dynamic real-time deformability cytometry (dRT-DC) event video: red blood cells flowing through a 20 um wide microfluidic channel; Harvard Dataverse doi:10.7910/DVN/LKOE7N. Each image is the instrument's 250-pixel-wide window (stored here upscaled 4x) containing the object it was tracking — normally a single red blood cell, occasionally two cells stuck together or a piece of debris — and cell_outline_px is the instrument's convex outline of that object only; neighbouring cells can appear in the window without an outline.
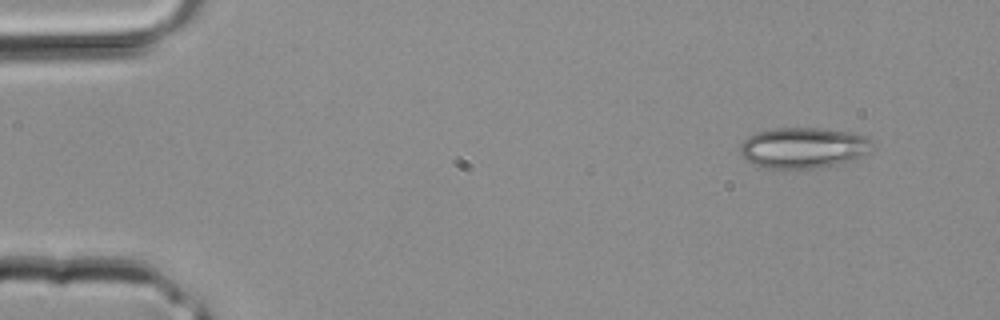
{"species": "common noctule bat (a hibernating species)", "species_latin": "Nyctalus noctula", "temperature_condition": "room temperature", "stored_images_in_passage": 3, "camera_frame_rate_fps": 3000, "um_per_image_px": 0.085, "animal": {"sex": "male", "body_mass_g": 20.4}, "frame": {"image": 1, "passage_image": 3, "time_ms": 0.667, "image_size_px": [1000, 320], "cell_outline_px": [[876, 144], [872, 152], [852, 160], [816, 168], [760, 168], [748, 160], [740, 152], [740, 144], [748, 136], [756, 132], [772, 128], [824, 128], [848, 132], [864, 136], [872, 140]], "centroid_in_image_um": [68.32, 12.55], "position_along_channel_um": 16.7, "area_um2": 31.62}}